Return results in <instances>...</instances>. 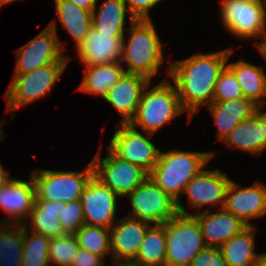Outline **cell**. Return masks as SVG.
<instances>
[{"label":"cell","mask_w":266,"mask_h":266,"mask_svg":"<svg viewBox=\"0 0 266 266\" xmlns=\"http://www.w3.org/2000/svg\"><path fill=\"white\" fill-rule=\"evenodd\" d=\"M233 49L213 53H199L168 66L181 106L187 111L189 122L200 106L207 107L213 99L217 79L225 68Z\"/></svg>","instance_id":"6da1fadb"},{"label":"cell","mask_w":266,"mask_h":266,"mask_svg":"<svg viewBox=\"0 0 266 266\" xmlns=\"http://www.w3.org/2000/svg\"><path fill=\"white\" fill-rule=\"evenodd\" d=\"M213 152H188L172 149L159 153L158 161L149 177L176 200L178 213L192 215L181 202L186 184L213 158Z\"/></svg>","instance_id":"7a4b0ae2"},{"label":"cell","mask_w":266,"mask_h":266,"mask_svg":"<svg viewBox=\"0 0 266 266\" xmlns=\"http://www.w3.org/2000/svg\"><path fill=\"white\" fill-rule=\"evenodd\" d=\"M129 28L128 37H123L120 62L128 66L125 73L143 75L152 81L164 61L162 41L151 19H135Z\"/></svg>","instance_id":"3957f363"},{"label":"cell","mask_w":266,"mask_h":266,"mask_svg":"<svg viewBox=\"0 0 266 266\" xmlns=\"http://www.w3.org/2000/svg\"><path fill=\"white\" fill-rule=\"evenodd\" d=\"M168 78L151 87V82L144 88L137 112L129 122L133 127L155 134L159 129L171 122L185 111L183 110L178 92Z\"/></svg>","instance_id":"277c9868"},{"label":"cell","mask_w":266,"mask_h":266,"mask_svg":"<svg viewBox=\"0 0 266 266\" xmlns=\"http://www.w3.org/2000/svg\"><path fill=\"white\" fill-rule=\"evenodd\" d=\"M162 225L166 235L165 266H189L193 258L206 247L194 214L177 213Z\"/></svg>","instance_id":"5b68a950"},{"label":"cell","mask_w":266,"mask_h":266,"mask_svg":"<svg viewBox=\"0 0 266 266\" xmlns=\"http://www.w3.org/2000/svg\"><path fill=\"white\" fill-rule=\"evenodd\" d=\"M220 17L230 34L239 39L256 40L259 49L266 41V1L265 0H221ZM264 35V36H263Z\"/></svg>","instance_id":"8992f818"},{"label":"cell","mask_w":266,"mask_h":266,"mask_svg":"<svg viewBox=\"0 0 266 266\" xmlns=\"http://www.w3.org/2000/svg\"><path fill=\"white\" fill-rule=\"evenodd\" d=\"M93 175L92 162L81 172L37 169L31 176L35 188V200L64 203L78 200Z\"/></svg>","instance_id":"52a82bcc"},{"label":"cell","mask_w":266,"mask_h":266,"mask_svg":"<svg viewBox=\"0 0 266 266\" xmlns=\"http://www.w3.org/2000/svg\"><path fill=\"white\" fill-rule=\"evenodd\" d=\"M66 67L67 64H48L27 74H14L4 95L7 100L6 111H15L44 97L52 90Z\"/></svg>","instance_id":"ba28073f"},{"label":"cell","mask_w":266,"mask_h":266,"mask_svg":"<svg viewBox=\"0 0 266 266\" xmlns=\"http://www.w3.org/2000/svg\"><path fill=\"white\" fill-rule=\"evenodd\" d=\"M57 35L53 19L39 35L18 48L14 74H27L48 64H68L69 58L63 53L66 43L61 44Z\"/></svg>","instance_id":"9c48e42d"},{"label":"cell","mask_w":266,"mask_h":266,"mask_svg":"<svg viewBox=\"0 0 266 266\" xmlns=\"http://www.w3.org/2000/svg\"><path fill=\"white\" fill-rule=\"evenodd\" d=\"M132 206L129 218L153 225L172 219L177 213L176 200L165 193L150 177L127 195Z\"/></svg>","instance_id":"30bf717a"},{"label":"cell","mask_w":266,"mask_h":266,"mask_svg":"<svg viewBox=\"0 0 266 266\" xmlns=\"http://www.w3.org/2000/svg\"><path fill=\"white\" fill-rule=\"evenodd\" d=\"M107 147L120 159L140 166L148 173L156 165L160 150L152 143L153 134L143 135L130 123H120ZM121 125V127H119Z\"/></svg>","instance_id":"8fae6325"},{"label":"cell","mask_w":266,"mask_h":266,"mask_svg":"<svg viewBox=\"0 0 266 266\" xmlns=\"http://www.w3.org/2000/svg\"><path fill=\"white\" fill-rule=\"evenodd\" d=\"M107 156L101 159V149L93 158L94 176L119 197L127 196L148 177L140 166L117 157L108 147Z\"/></svg>","instance_id":"7c38bea8"},{"label":"cell","mask_w":266,"mask_h":266,"mask_svg":"<svg viewBox=\"0 0 266 266\" xmlns=\"http://www.w3.org/2000/svg\"><path fill=\"white\" fill-rule=\"evenodd\" d=\"M119 196L94 175L88 181L80 197L84 223L110 229L115 222Z\"/></svg>","instance_id":"4fadbf2b"},{"label":"cell","mask_w":266,"mask_h":266,"mask_svg":"<svg viewBox=\"0 0 266 266\" xmlns=\"http://www.w3.org/2000/svg\"><path fill=\"white\" fill-rule=\"evenodd\" d=\"M243 221L247 226L253 225L250 219L263 217L266 214V185L262 182L241 188L231 180L225 192L224 207Z\"/></svg>","instance_id":"5bb4252c"},{"label":"cell","mask_w":266,"mask_h":266,"mask_svg":"<svg viewBox=\"0 0 266 266\" xmlns=\"http://www.w3.org/2000/svg\"><path fill=\"white\" fill-rule=\"evenodd\" d=\"M231 179L218 168L202 169L184 187L183 193L188 198V204L194 208L211 205L224 207L225 192ZM221 204V205H220Z\"/></svg>","instance_id":"9a60e30c"},{"label":"cell","mask_w":266,"mask_h":266,"mask_svg":"<svg viewBox=\"0 0 266 266\" xmlns=\"http://www.w3.org/2000/svg\"><path fill=\"white\" fill-rule=\"evenodd\" d=\"M35 201V188L32 178L29 181L10 178L0 190V209L8 215L0 224H24L32 211Z\"/></svg>","instance_id":"2e32d148"},{"label":"cell","mask_w":266,"mask_h":266,"mask_svg":"<svg viewBox=\"0 0 266 266\" xmlns=\"http://www.w3.org/2000/svg\"><path fill=\"white\" fill-rule=\"evenodd\" d=\"M124 36L100 33L91 27L76 52L84 66L120 62Z\"/></svg>","instance_id":"e0dca14e"},{"label":"cell","mask_w":266,"mask_h":266,"mask_svg":"<svg viewBox=\"0 0 266 266\" xmlns=\"http://www.w3.org/2000/svg\"><path fill=\"white\" fill-rule=\"evenodd\" d=\"M115 223L110 228L112 262L134 260L145 233L152 224L127 216Z\"/></svg>","instance_id":"ac0fdd59"},{"label":"cell","mask_w":266,"mask_h":266,"mask_svg":"<svg viewBox=\"0 0 266 266\" xmlns=\"http://www.w3.org/2000/svg\"><path fill=\"white\" fill-rule=\"evenodd\" d=\"M151 81L139 74L124 73L104 98L122 115L120 123H129L135 116L144 88Z\"/></svg>","instance_id":"d6986e66"},{"label":"cell","mask_w":266,"mask_h":266,"mask_svg":"<svg viewBox=\"0 0 266 266\" xmlns=\"http://www.w3.org/2000/svg\"><path fill=\"white\" fill-rule=\"evenodd\" d=\"M199 222L206 247L220 248L247 225L224 208L212 213L209 210L194 215Z\"/></svg>","instance_id":"ffe728a7"},{"label":"cell","mask_w":266,"mask_h":266,"mask_svg":"<svg viewBox=\"0 0 266 266\" xmlns=\"http://www.w3.org/2000/svg\"><path fill=\"white\" fill-rule=\"evenodd\" d=\"M222 141L233 149L261 155L266 151V111L260 109L252 117L242 120Z\"/></svg>","instance_id":"44dd1931"},{"label":"cell","mask_w":266,"mask_h":266,"mask_svg":"<svg viewBox=\"0 0 266 266\" xmlns=\"http://www.w3.org/2000/svg\"><path fill=\"white\" fill-rule=\"evenodd\" d=\"M206 108L215 120L216 138L219 140H223L242 120L252 117L261 109L244 97L232 101H212Z\"/></svg>","instance_id":"7402d4cb"},{"label":"cell","mask_w":266,"mask_h":266,"mask_svg":"<svg viewBox=\"0 0 266 266\" xmlns=\"http://www.w3.org/2000/svg\"><path fill=\"white\" fill-rule=\"evenodd\" d=\"M255 230L246 226L220 247L227 266H255L260 254L255 251Z\"/></svg>","instance_id":"603a6c76"},{"label":"cell","mask_w":266,"mask_h":266,"mask_svg":"<svg viewBox=\"0 0 266 266\" xmlns=\"http://www.w3.org/2000/svg\"><path fill=\"white\" fill-rule=\"evenodd\" d=\"M227 66L235 74L244 98L252 100L261 109H264L266 102L262 97L266 96V74L262 67L244 60L229 63Z\"/></svg>","instance_id":"cb8c5ba5"},{"label":"cell","mask_w":266,"mask_h":266,"mask_svg":"<svg viewBox=\"0 0 266 266\" xmlns=\"http://www.w3.org/2000/svg\"><path fill=\"white\" fill-rule=\"evenodd\" d=\"M121 62L85 66V75L78 87L79 91L106 97L112 88L125 73Z\"/></svg>","instance_id":"d4e9b609"},{"label":"cell","mask_w":266,"mask_h":266,"mask_svg":"<svg viewBox=\"0 0 266 266\" xmlns=\"http://www.w3.org/2000/svg\"><path fill=\"white\" fill-rule=\"evenodd\" d=\"M59 215H61L60 201L35 200L28 217L30 221H25L23 225L25 228L31 227L32 232L36 234L55 238L65 234L58 219Z\"/></svg>","instance_id":"484cf974"},{"label":"cell","mask_w":266,"mask_h":266,"mask_svg":"<svg viewBox=\"0 0 266 266\" xmlns=\"http://www.w3.org/2000/svg\"><path fill=\"white\" fill-rule=\"evenodd\" d=\"M55 8L62 28L74 39L77 48L92 27V11L67 0H55Z\"/></svg>","instance_id":"4316f807"},{"label":"cell","mask_w":266,"mask_h":266,"mask_svg":"<svg viewBox=\"0 0 266 266\" xmlns=\"http://www.w3.org/2000/svg\"><path fill=\"white\" fill-rule=\"evenodd\" d=\"M127 13L129 11L123 0H106L98 9L96 6L93 8L92 27L100 33L124 36Z\"/></svg>","instance_id":"83f0119b"},{"label":"cell","mask_w":266,"mask_h":266,"mask_svg":"<svg viewBox=\"0 0 266 266\" xmlns=\"http://www.w3.org/2000/svg\"><path fill=\"white\" fill-rule=\"evenodd\" d=\"M23 245V224H0V266H22Z\"/></svg>","instance_id":"f1b7e54d"},{"label":"cell","mask_w":266,"mask_h":266,"mask_svg":"<svg viewBox=\"0 0 266 266\" xmlns=\"http://www.w3.org/2000/svg\"><path fill=\"white\" fill-rule=\"evenodd\" d=\"M165 258V227L152 224L145 233L135 260L151 266H165Z\"/></svg>","instance_id":"f546056e"},{"label":"cell","mask_w":266,"mask_h":266,"mask_svg":"<svg viewBox=\"0 0 266 266\" xmlns=\"http://www.w3.org/2000/svg\"><path fill=\"white\" fill-rule=\"evenodd\" d=\"M75 236L81 249L104 259L108 253L111 254L110 229L84 224L76 231Z\"/></svg>","instance_id":"4dcf8cb0"},{"label":"cell","mask_w":266,"mask_h":266,"mask_svg":"<svg viewBox=\"0 0 266 266\" xmlns=\"http://www.w3.org/2000/svg\"><path fill=\"white\" fill-rule=\"evenodd\" d=\"M24 227L22 266H50L49 244L51 238L31 232Z\"/></svg>","instance_id":"1f68e13d"},{"label":"cell","mask_w":266,"mask_h":266,"mask_svg":"<svg viewBox=\"0 0 266 266\" xmlns=\"http://www.w3.org/2000/svg\"><path fill=\"white\" fill-rule=\"evenodd\" d=\"M79 248L75 234H64L51 238L49 244L50 266L53 264L55 266H71Z\"/></svg>","instance_id":"d6a6232c"},{"label":"cell","mask_w":266,"mask_h":266,"mask_svg":"<svg viewBox=\"0 0 266 266\" xmlns=\"http://www.w3.org/2000/svg\"><path fill=\"white\" fill-rule=\"evenodd\" d=\"M242 97H244L242 88L233 71L226 65L215 84L212 101H232Z\"/></svg>","instance_id":"836d02e7"},{"label":"cell","mask_w":266,"mask_h":266,"mask_svg":"<svg viewBox=\"0 0 266 266\" xmlns=\"http://www.w3.org/2000/svg\"><path fill=\"white\" fill-rule=\"evenodd\" d=\"M58 219L65 234H75L85 224L80 199L68 203L61 202V215Z\"/></svg>","instance_id":"e575fe53"},{"label":"cell","mask_w":266,"mask_h":266,"mask_svg":"<svg viewBox=\"0 0 266 266\" xmlns=\"http://www.w3.org/2000/svg\"><path fill=\"white\" fill-rule=\"evenodd\" d=\"M189 266H227L220 248L205 247L190 262Z\"/></svg>","instance_id":"d590c367"},{"label":"cell","mask_w":266,"mask_h":266,"mask_svg":"<svg viewBox=\"0 0 266 266\" xmlns=\"http://www.w3.org/2000/svg\"><path fill=\"white\" fill-rule=\"evenodd\" d=\"M130 14V24L135 19H151L149 11L163 0H123Z\"/></svg>","instance_id":"8d00e7d4"},{"label":"cell","mask_w":266,"mask_h":266,"mask_svg":"<svg viewBox=\"0 0 266 266\" xmlns=\"http://www.w3.org/2000/svg\"><path fill=\"white\" fill-rule=\"evenodd\" d=\"M103 257L79 248L71 266H106Z\"/></svg>","instance_id":"74e56055"},{"label":"cell","mask_w":266,"mask_h":266,"mask_svg":"<svg viewBox=\"0 0 266 266\" xmlns=\"http://www.w3.org/2000/svg\"><path fill=\"white\" fill-rule=\"evenodd\" d=\"M76 4L77 6L84 8L86 10L93 11V8L97 6V0H67Z\"/></svg>","instance_id":"f35d334b"},{"label":"cell","mask_w":266,"mask_h":266,"mask_svg":"<svg viewBox=\"0 0 266 266\" xmlns=\"http://www.w3.org/2000/svg\"><path fill=\"white\" fill-rule=\"evenodd\" d=\"M9 174V171L7 172L0 163V190L5 186V184H7V181L11 178Z\"/></svg>","instance_id":"ab89813d"},{"label":"cell","mask_w":266,"mask_h":266,"mask_svg":"<svg viewBox=\"0 0 266 266\" xmlns=\"http://www.w3.org/2000/svg\"><path fill=\"white\" fill-rule=\"evenodd\" d=\"M117 263H119L118 265H116ZM113 264H115L116 266H151V265H147L145 263H141L139 261L134 260H125V261H119V262H113Z\"/></svg>","instance_id":"60d3db41"},{"label":"cell","mask_w":266,"mask_h":266,"mask_svg":"<svg viewBox=\"0 0 266 266\" xmlns=\"http://www.w3.org/2000/svg\"><path fill=\"white\" fill-rule=\"evenodd\" d=\"M255 266H266V252L259 254Z\"/></svg>","instance_id":"b9f144b4"},{"label":"cell","mask_w":266,"mask_h":266,"mask_svg":"<svg viewBox=\"0 0 266 266\" xmlns=\"http://www.w3.org/2000/svg\"><path fill=\"white\" fill-rule=\"evenodd\" d=\"M258 50L262 54V57L266 60V41Z\"/></svg>","instance_id":"7bdbcfd3"},{"label":"cell","mask_w":266,"mask_h":266,"mask_svg":"<svg viewBox=\"0 0 266 266\" xmlns=\"http://www.w3.org/2000/svg\"><path fill=\"white\" fill-rule=\"evenodd\" d=\"M15 1H18V0H0V8L2 7V6H4L5 4H9V3H13V2H15Z\"/></svg>","instance_id":"ee69618b"},{"label":"cell","mask_w":266,"mask_h":266,"mask_svg":"<svg viewBox=\"0 0 266 266\" xmlns=\"http://www.w3.org/2000/svg\"><path fill=\"white\" fill-rule=\"evenodd\" d=\"M3 119H1L0 121V140H2L3 138H5V133H3V128H1L2 124L5 122V121H2Z\"/></svg>","instance_id":"f6af8a7d"}]
</instances>
